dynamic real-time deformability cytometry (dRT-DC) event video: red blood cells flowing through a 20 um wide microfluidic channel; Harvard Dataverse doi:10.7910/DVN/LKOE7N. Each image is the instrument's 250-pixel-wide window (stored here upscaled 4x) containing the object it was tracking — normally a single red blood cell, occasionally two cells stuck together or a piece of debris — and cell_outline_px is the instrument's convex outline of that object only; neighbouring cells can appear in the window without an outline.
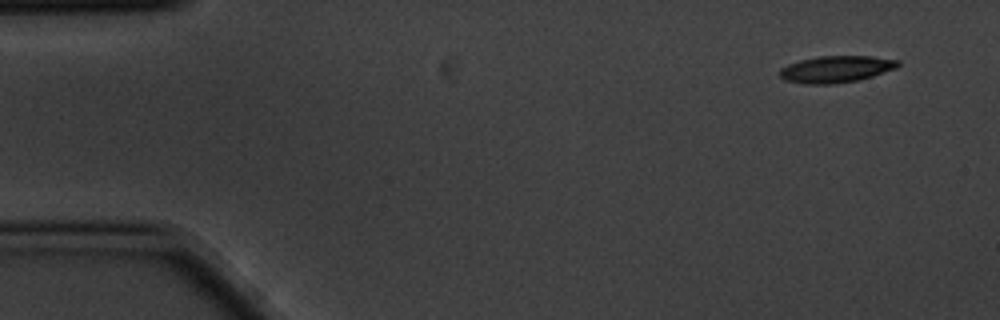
{"species": "common noctule bat (a hibernating species)", "species_latin": "Nyctalus noctula", "temperature_condition": "cold", "stored_images_in_passage": 5, "camera_frame_rate_fps": 3000, "um_per_image_px": 0.085, "animal": {"sex": "male", "body_mass_g": 20.1, "forearm_length_mm": 53.5}, "frame": {"image": 1, "passage_image": 1, "time_ms": 0.0, "image_size_px": [1000, 320], "cell_outline_px": [[900, 64], [896, 68], [872, 76], [856, 80], [832, 84], [804, 84], [784, 80], [780, 76], [780, 68], [788, 64], [800, 60], [820, 56], [872, 56], [900, 60]], "centroid_in_image_um": [71.06, 5.87], "position_along_channel_um": 13.9, "area_um2": 18.38}}
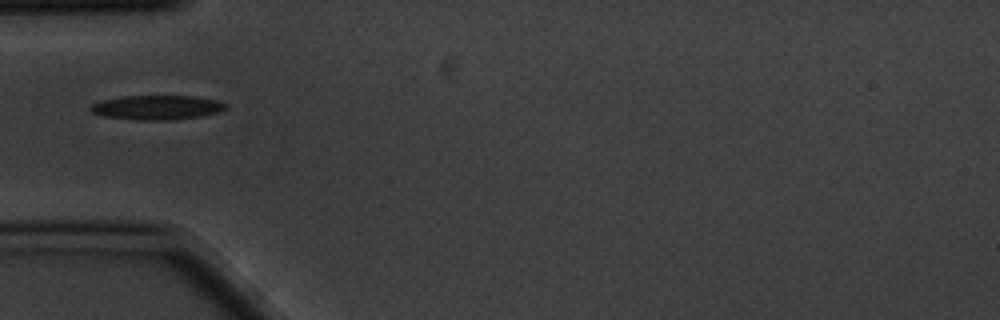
{"frame": {"image": 2, "passage_image": 5, "time_ms": 1.333, "image_size_px": [1000, 320], "cell_outline_px": [[228, 108], [216, 112], [200, 116], [172, 120], [132, 120], [104, 116], [92, 112], [88, 108], [92, 104], [100, 100], [124, 96], [192, 96], [216, 100], [228, 104]], "centroid_in_image_um": [13.31, 9.13], "position_along_channel_um": 71.7, "area_um2": 19.25}}